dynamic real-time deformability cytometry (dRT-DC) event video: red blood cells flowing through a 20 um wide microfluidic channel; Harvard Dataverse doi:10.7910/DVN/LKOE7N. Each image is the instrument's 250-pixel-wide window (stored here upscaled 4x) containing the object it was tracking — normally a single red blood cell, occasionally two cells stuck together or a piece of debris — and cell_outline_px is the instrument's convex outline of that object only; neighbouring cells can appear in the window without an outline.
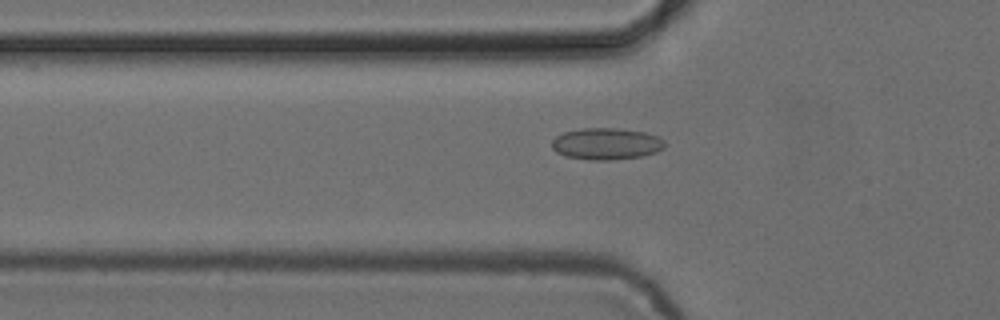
{"species": "common noctule bat (a hibernating species)", "species_latin": "Nyctalus noctula", "temperature_condition": "cold", "stored_images_in_passage": 53, "camera_frame_rate_fps": 3000, "um_per_image_px": 0.085, "animal": {"sex": "female", "body_mass_g": 24.6, "forearm_length_mm": 56.2}, "frame": {"image": 1, "passage_image": 18, "time_ms": 5.667, "image_size_px": [1000, 320], "cell_outline_px": [[668, 144], [664, 148], [656, 152], [644, 156], [612, 160], [592, 160], [564, 156], [556, 152], [552, 148], [552, 140], [556, 136], [564, 132], [580, 128], [616, 128], [644, 132], [660, 136]], "centroid_in_image_um": [51.57, 12.22], "position_along_channel_um": 74.2, "area_um2": 21.15}}
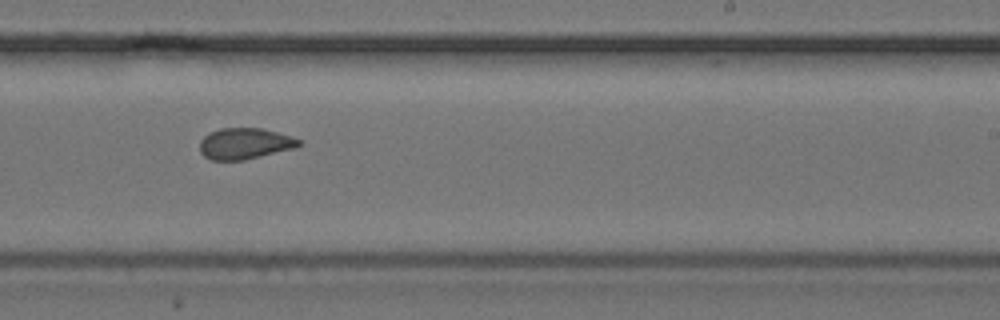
{"frame": {"image": 2, "passage_image": 33, "time_ms": 10.667, "image_size_px": [1000, 320], "cell_outline_px": [[304, 144], [296, 148], [244, 160], [212, 160], [204, 156], [200, 152], [200, 140], [208, 132], [220, 128], [264, 128], [292, 136], [304, 140]], "centroid_in_image_um": [20.86, 12.19], "position_along_channel_um": 268.1, "area_um2": 18.38}}
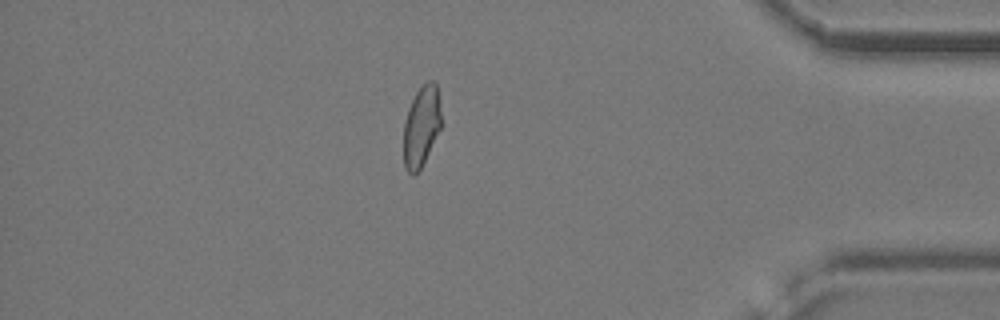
{"frame": {"image": 3, "passage_image": 46, "time_ms": 15.0, "image_size_px": [1000, 320], "cell_outline_px": [[440, 128], [420, 168], [412, 176], [404, 168], [404, 120], [408, 108], [416, 92], [428, 80], [436, 80], [440, 108]], "centroid_in_image_um": [35.8, 10.7], "position_along_channel_um": 399.4, "area_um2": 17.4}, "authors_computed_cell_mechanics": {"area_um2": 19.1318, "velocity_mm_per_s": 3.865, "shape_relaxation_time_tau1_ms": null, "shape_relaxation_time_tau2_ms": 1.5493, "deformation_change_tau1": null, "deformation_change_tau2": 0.0741}}